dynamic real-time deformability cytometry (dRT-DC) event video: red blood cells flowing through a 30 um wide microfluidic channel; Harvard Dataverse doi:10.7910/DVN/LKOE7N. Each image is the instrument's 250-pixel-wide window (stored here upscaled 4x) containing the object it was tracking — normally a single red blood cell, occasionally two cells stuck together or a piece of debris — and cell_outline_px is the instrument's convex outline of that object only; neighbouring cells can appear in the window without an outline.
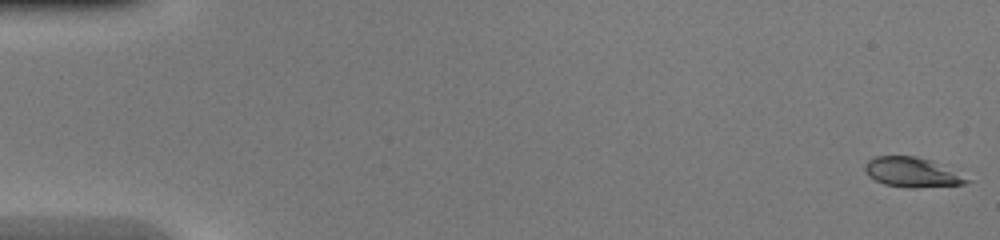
{"species": "common noctule bat (a hibernating species)", "species_latin": "Nyctalus noctula", "temperature_condition": "warm", "stored_images_in_passage": 17, "camera_frame_rate_fps": 3000, "um_per_image_px": 0.085, "animal": {"sex": "female", "body_mass_g": 20.0, "forearm_length_mm": 54.0}, "frame": {"image": 1, "passage_image": 1, "time_ms": 0.0, "image_size_px": [1000, 240], "cell_outline_px": [[972, 180], [964, 184], [916, 188], [908, 188], [884, 184], [868, 176], [864, 168], [864, 164], [868, 160], [876, 156], [916, 156], [932, 160]], "centroid_in_image_um": [77.5, 14.64], "position_along_channel_um": 7.5, "area_um2": 17.63}}
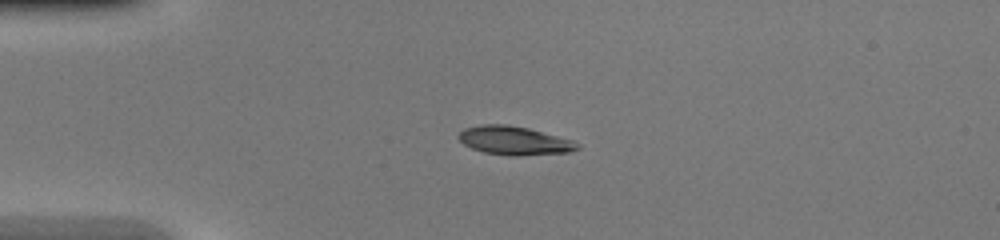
{"frame": {"image": 2, "passage_image": 12, "time_ms": 3.667, "image_size_px": [1000, 240], "cell_outline_px": [[580, 148], [568, 152], [516, 156], [512, 156], [484, 152], [472, 148], [464, 144], [456, 136], [464, 128], [480, 124], [508, 124], [528, 128], [572, 140], [580, 144]], "centroid_in_image_um": [43.69, 11.94], "position_along_channel_um": 41.3, "area_um2": 19.77}}
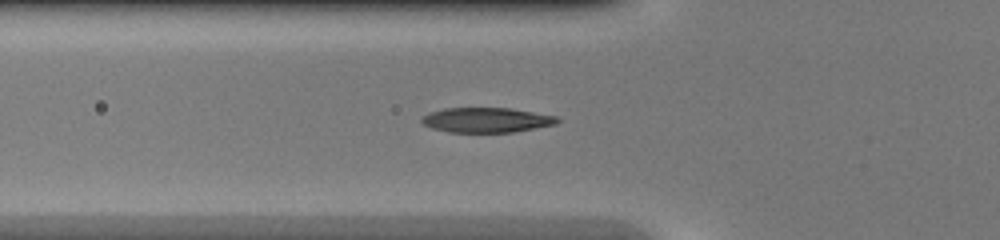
{"frame": {"image": 3, "passage_image": 17, "time_ms": 5.333, "image_size_px": [1000, 240], "cell_outline_px": [[560, 120], [556, 124], [512, 132], [448, 132], [432, 128], [424, 124], [420, 120], [420, 116], [428, 112], [444, 108], [512, 108], [556, 116]], "centroid_in_image_um": [41.3, 10.19], "position_along_channel_um": 84.5, "area_um2": 19.71}}